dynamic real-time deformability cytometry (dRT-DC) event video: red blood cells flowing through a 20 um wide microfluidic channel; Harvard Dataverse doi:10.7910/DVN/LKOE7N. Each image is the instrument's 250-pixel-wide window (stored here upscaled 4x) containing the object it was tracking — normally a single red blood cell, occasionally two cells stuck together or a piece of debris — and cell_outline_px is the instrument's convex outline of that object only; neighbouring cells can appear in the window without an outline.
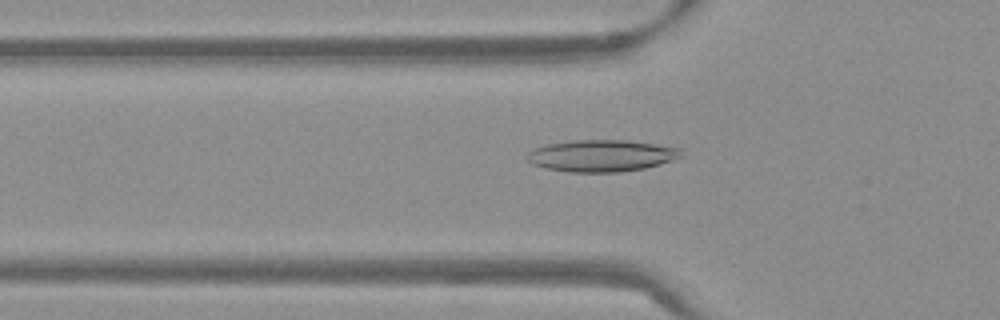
{"species": "Egyptian fruit bat (a non-hibernating species)", "species_latin": "Rousettus aegyptiacus", "temperature_condition": "warm", "stored_images_in_passage": 41, "camera_frame_rate_fps": 3000, "um_per_image_px": 0.085, "frame": {"image": 1, "passage_image": 6, "time_ms": 1.667, "image_size_px": [1000, 320], "cell_outline_px": [[680, 156], [672, 160], [660, 164], [644, 168], [620, 172], [568, 172], [548, 168], [532, 164], [528, 160], [528, 152], [536, 148], [548, 144], [572, 140], [624, 140], [680, 148]], "centroid_in_image_um": [51.1, 13.24], "position_along_channel_um": 74.7, "area_um2": 28.09}}
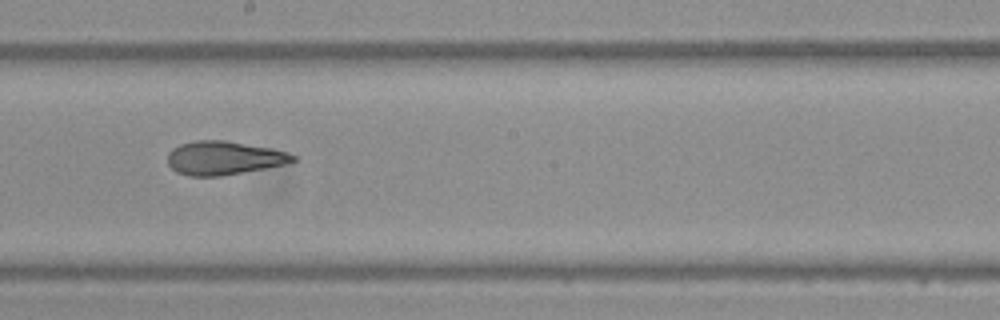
{"frame": {"image": 2, "passage_image": 18, "time_ms": 5.667, "image_size_px": [1000, 320], "cell_outline_px": [[296, 160], [288, 164], [220, 176], [188, 176], [176, 172], [168, 164], [168, 152], [172, 148], [180, 144], [196, 140], [224, 140], [268, 148], [288, 152], [296, 156]], "centroid_in_image_um": [19.01, 13.43], "position_along_channel_um": 229.2, "area_um2": 24.51}}
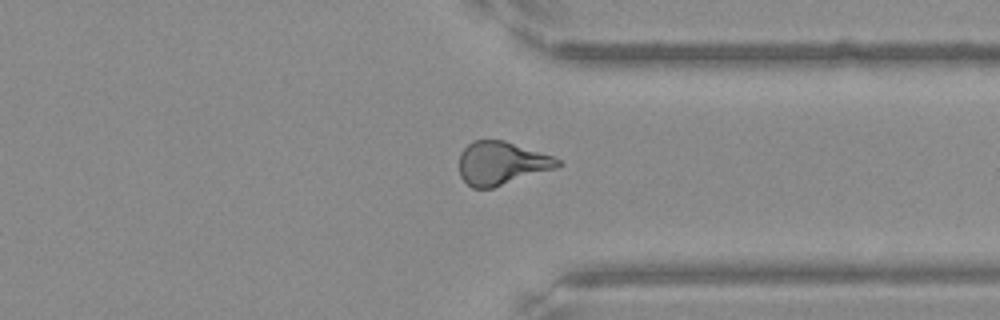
{"frame": {"image": 3, "passage_image": 29, "time_ms": 9.333, "image_size_px": [1000, 320], "cell_outline_px": [[564, 164], [556, 168], [492, 188], [472, 188], [460, 176], [460, 152], [472, 140], [504, 140], [552, 156], [560, 160]], "centroid_in_image_um": [42.62, 13.87], "position_along_channel_um": 368.8, "area_um2": 24.68}, "authors_computed_cell_mechanics": {"area_um2": 24.7384, "velocity_mm_per_s": 3.8303, "shape_relaxation_time_tau1_ms": 10.3612, "shape_relaxation_time_tau2_ms": 2.5558, "deformation_change_tau1": 0.2565, "deformation_change_tau2": 0.1047}}